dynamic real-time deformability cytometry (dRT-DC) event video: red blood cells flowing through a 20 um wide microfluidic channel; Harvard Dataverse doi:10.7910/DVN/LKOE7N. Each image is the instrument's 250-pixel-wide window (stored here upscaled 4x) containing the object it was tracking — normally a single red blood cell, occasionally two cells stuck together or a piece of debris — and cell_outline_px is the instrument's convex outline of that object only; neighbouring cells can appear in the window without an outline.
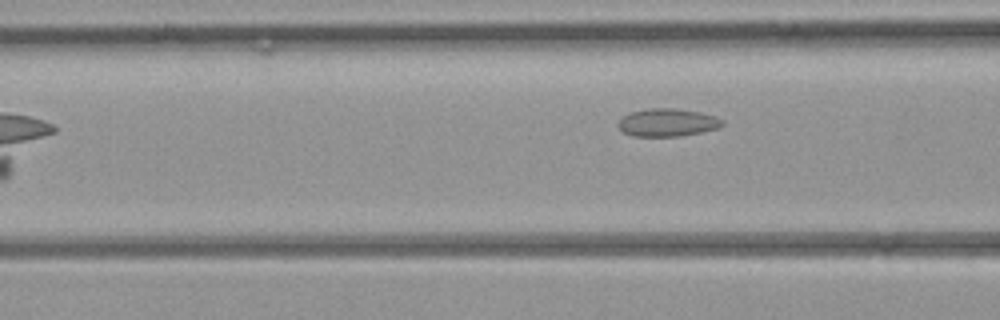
{"species": "common noctule bat (a hibernating species)", "species_latin": "Nyctalus noctula", "temperature_condition": "room temperature", "stored_images_in_passage": 6, "camera_frame_rate_fps": 3000, "um_per_image_px": 0.085, "animal": {"sex": "female", "body_mass_g": 21.9}, "frame": {"image": 1, "passage_image": 5, "time_ms": 5.667, "image_size_px": [1000, 320], "cell_outline_px": [[724, 124], [720, 128], [680, 136], [632, 136], [624, 132], [616, 124], [624, 116], [632, 112], [648, 108], [676, 108], [700, 112], [716, 116], [724, 120]], "centroid_in_image_um": [56.77, 10.41], "position_along_channel_um": 109.8, "area_um2": 16.94}}
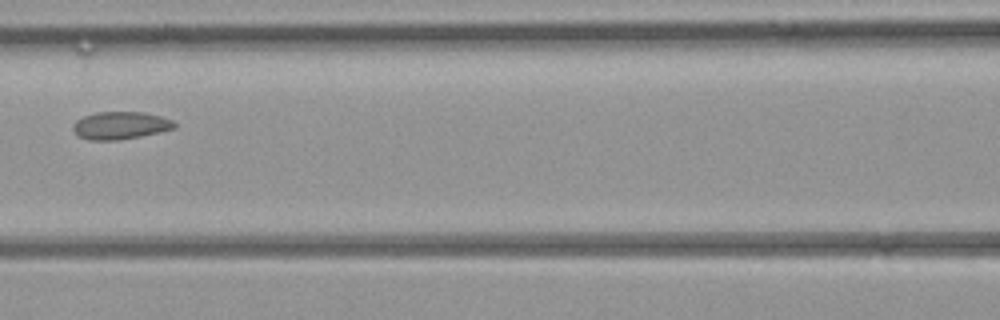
{"frame": {"image": 2, "passage_image": 6, "time_ms": 6.667, "image_size_px": [1000, 320], "cell_outline_px": [[176, 128], [160, 132], [120, 140], [88, 140], [80, 136], [72, 128], [72, 124], [76, 120], [84, 116], [96, 112], [144, 112], [160, 116], [172, 120], [176, 124]], "centroid_in_image_um": [10.24, 10.66], "position_along_channel_um": 156.4, "area_um2": 16.3}}